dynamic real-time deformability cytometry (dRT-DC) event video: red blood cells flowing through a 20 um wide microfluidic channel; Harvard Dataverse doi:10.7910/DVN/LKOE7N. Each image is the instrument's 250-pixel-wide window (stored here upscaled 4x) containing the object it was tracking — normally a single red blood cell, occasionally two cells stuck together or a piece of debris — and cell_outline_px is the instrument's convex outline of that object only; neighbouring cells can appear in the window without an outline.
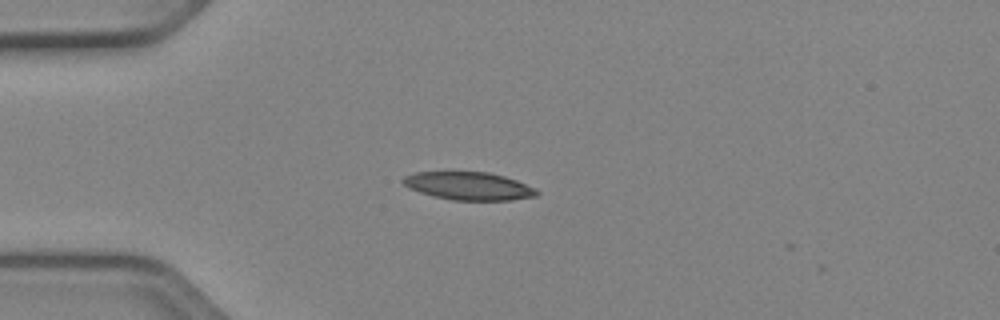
{"species": "Egyptian fruit bat (a non-hibernating species)", "species_latin": "Rousettus aegyptiacus", "temperature_condition": "cold", "stored_images_in_passage": 3, "camera_frame_rate_fps": 3000, "um_per_image_px": 0.085, "animal": {"sex": "female"}, "frame": {"image": 1, "passage_image": 1, "time_ms": 0.0, "image_size_px": [1000, 320], "cell_outline_px": [[540, 192], [536, 196], [512, 200], [452, 200], [432, 196], [408, 188], [400, 180], [404, 176], [416, 172], [488, 172], [504, 176], [516, 180], [536, 188]], "centroid_in_image_um": [39.84, 15.81], "position_along_channel_um": 45.2, "area_um2": 21.85}}